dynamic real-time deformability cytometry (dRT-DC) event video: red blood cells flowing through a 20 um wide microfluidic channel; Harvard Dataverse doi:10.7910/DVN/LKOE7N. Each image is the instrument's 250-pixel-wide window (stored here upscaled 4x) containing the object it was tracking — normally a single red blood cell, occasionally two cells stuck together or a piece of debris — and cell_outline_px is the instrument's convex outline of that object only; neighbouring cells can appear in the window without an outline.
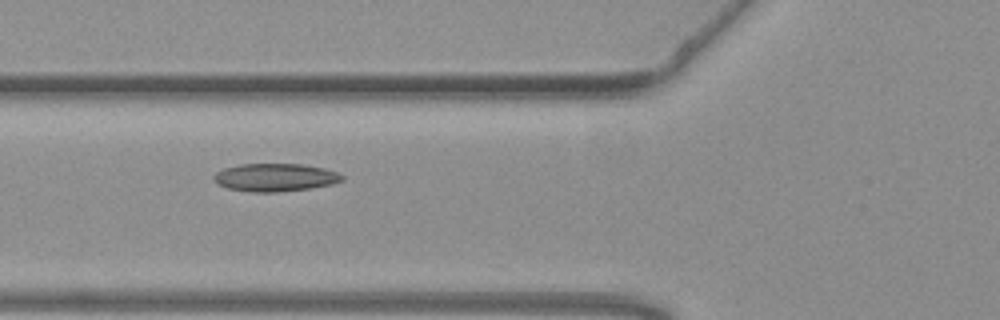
{"species": "common noctule bat (a hibernating species)", "species_latin": "Nyctalus noctula", "temperature_condition": "warm", "stored_images_in_passage": 16, "camera_frame_rate_fps": 3000, "um_per_image_px": 0.085, "animal": {"sex": "female", "body_mass_g": 19.3, "forearm_length_mm": 54.1}, "frame": {"image": 1, "passage_image": 5, "time_ms": 1.333, "image_size_px": [1000, 320], "cell_outline_px": [[344, 180], [332, 184], [308, 188], [276, 192], [252, 192], [228, 188], [216, 184], [212, 180], [212, 176], [216, 172], [224, 168], [240, 164], [300, 164], [324, 168], [336, 172], [344, 176]], "centroid_in_image_um": [23.34, 15.08], "position_along_channel_um": 102.5, "area_um2": 20.87}}